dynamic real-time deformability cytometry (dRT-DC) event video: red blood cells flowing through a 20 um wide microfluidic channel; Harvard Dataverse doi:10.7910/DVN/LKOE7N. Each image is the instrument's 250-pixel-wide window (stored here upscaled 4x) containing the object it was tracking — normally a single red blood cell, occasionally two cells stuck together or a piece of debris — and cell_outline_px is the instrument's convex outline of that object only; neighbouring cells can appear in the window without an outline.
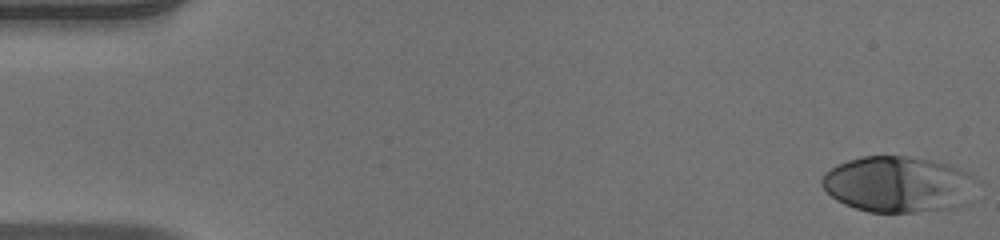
{"species": "human", "species_latin": "Homo sapiens", "temperature_condition": "warm", "stored_images_in_passage": 51, "camera_frame_rate_fps": 3000, "um_per_image_px": 0.085, "donor": {"sex": "male"}, "frame": {"image": 1, "passage_image": 1, "time_ms": 0.0, "image_size_px": [1000, 240], "cell_outline_px": [[972, 176], [964, 204], [952, 208], [916, 212], [868, 212], [844, 204], [836, 200], [820, 184], [820, 180], [824, 172], [848, 160], [864, 156], [908, 156], [948, 164], [968, 172]], "centroid_in_image_um": [76.23, 15.66], "position_along_channel_um": 8.8, "area_um2": 49.65}}
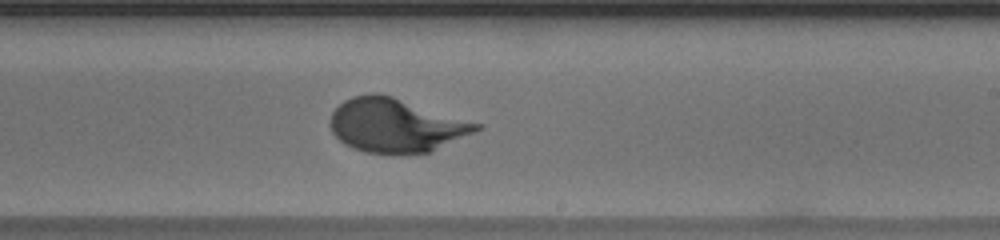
{"frame": {"image": 2, "passage_image": 31, "time_ms": 10.0, "image_size_px": [1000, 240], "cell_outline_px": [[484, 128], [432, 152], [404, 156], [392, 156], [364, 152], [352, 148], [344, 144], [332, 132], [328, 124], [328, 120], [332, 112], [344, 100], [352, 96], [368, 92], [376, 92], [392, 96], [484, 124]], "centroid_in_image_um": [33.66, 10.69], "position_along_channel_um": 255.3, "area_um2": 47.16}}
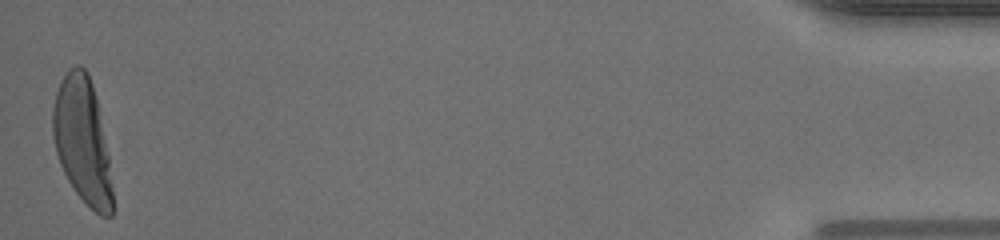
{"frame": {"image": 3, "passage_image": 51, "time_ms": 16.667, "image_size_px": [1000, 240], "cell_outline_px": [[112, 216], [100, 216], [76, 192], [68, 180], [60, 164], [56, 152], [52, 132], [52, 108], [56, 92], [68, 68], [76, 64], [80, 64], [88, 72], [92, 84], [96, 100], [108, 156], [112, 188]], "centroid_in_image_um": [6.98, 11.92], "position_along_channel_um": 428.2, "area_um2": 43.06}}